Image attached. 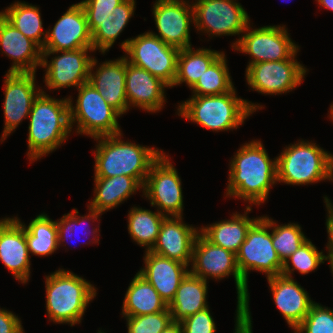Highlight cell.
I'll use <instances>...</instances> for the list:
<instances>
[{
	"mask_svg": "<svg viewBox=\"0 0 333 333\" xmlns=\"http://www.w3.org/2000/svg\"><path fill=\"white\" fill-rule=\"evenodd\" d=\"M46 308L49 319L56 323H80L96 288L70 271L59 269L46 276Z\"/></svg>",
	"mask_w": 333,
	"mask_h": 333,
	"instance_id": "5",
	"label": "cell"
},
{
	"mask_svg": "<svg viewBox=\"0 0 333 333\" xmlns=\"http://www.w3.org/2000/svg\"><path fill=\"white\" fill-rule=\"evenodd\" d=\"M92 35L93 49L105 53L134 14V0H84L81 1Z\"/></svg>",
	"mask_w": 333,
	"mask_h": 333,
	"instance_id": "8",
	"label": "cell"
},
{
	"mask_svg": "<svg viewBox=\"0 0 333 333\" xmlns=\"http://www.w3.org/2000/svg\"><path fill=\"white\" fill-rule=\"evenodd\" d=\"M26 240L29 254L46 256L54 253L59 247L56 221L47 214H39L26 227Z\"/></svg>",
	"mask_w": 333,
	"mask_h": 333,
	"instance_id": "34",
	"label": "cell"
},
{
	"mask_svg": "<svg viewBox=\"0 0 333 333\" xmlns=\"http://www.w3.org/2000/svg\"><path fill=\"white\" fill-rule=\"evenodd\" d=\"M168 86L145 69L126 60V98L129 106L140 107L148 112L159 111L165 101L164 88Z\"/></svg>",
	"mask_w": 333,
	"mask_h": 333,
	"instance_id": "24",
	"label": "cell"
},
{
	"mask_svg": "<svg viewBox=\"0 0 333 333\" xmlns=\"http://www.w3.org/2000/svg\"><path fill=\"white\" fill-rule=\"evenodd\" d=\"M122 306L123 316L153 314L168 309L159 293L139 273L132 279Z\"/></svg>",
	"mask_w": 333,
	"mask_h": 333,
	"instance_id": "30",
	"label": "cell"
},
{
	"mask_svg": "<svg viewBox=\"0 0 333 333\" xmlns=\"http://www.w3.org/2000/svg\"><path fill=\"white\" fill-rule=\"evenodd\" d=\"M273 220L269 219V229L272 230V245L275 248L280 260L284 261L294 254L299 247L308 239L301 231V227L295 223L287 225H276Z\"/></svg>",
	"mask_w": 333,
	"mask_h": 333,
	"instance_id": "36",
	"label": "cell"
},
{
	"mask_svg": "<svg viewBox=\"0 0 333 333\" xmlns=\"http://www.w3.org/2000/svg\"><path fill=\"white\" fill-rule=\"evenodd\" d=\"M78 99L73 107L69 98L70 125L77 122V133L92 138L121 133L117 119L121 116L89 83L78 87Z\"/></svg>",
	"mask_w": 333,
	"mask_h": 333,
	"instance_id": "9",
	"label": "cell"
},
{
	"mask_svg": "<svg viewBox=\"0 0 333 333\" xmlns=\"http://www.w3.org/2000/svg\"><path fill=\"white\" fill-rule=\"evenodd\" d=\"M88 210H90L89 215L84 216V217L83 216L79 217V216H77L79 213L77 211V209H73V211L71 213H68L67 215L64 214V216L60 219V222L59 221L56 222L57 230H58V245H61V242H63L64 239L69 238L73 234V232H76V230L78 229V228H76L77 226H79L80 224H83V223L85 224L86 221L89 222V219L97 220L99 215L101 214L98 211H96L95 209H92L89 207H88ZM85 231L87 232V230H85Z\"/></svg>",
	"mask_w": 333,
	"mask_h": 333,
	"instance_id": "40",
	"label": "cell"
},
{
	"mask_svg": "<svg viewBox=\"0 0 333 333\" xmlns=\"http://www.w3.org/2000/svg\"><path fill=\"white\" fill-rule=\"evenodd\" d=\"M193 9L197 30L209 36L239 35L250 24L247 12L235 0H199Z\"/></svg>",
	"mask_w": 333,
	"mask_h": 333,
	"instance_id": "14",
	"label": "cell"
},
{
	"mask_svg": "<svg viewBox=\"0 0 333 333\" xmlns=\"http://www.w3.org/2000/svg\"><path fill=\"white\" fill-rule=\"evenodd\" d=\"M125 317L128 333H161L173 323L169 308L153 314Z\"/></svg>",
	"mask_w": 333,
	"mask_h": 333,
	"instance_id": "38",
	"label": "cell"
},
{
	"mask_svg": "<svg viewBox=\"0 0 333 333\" xmlns=\"http://www.w3.org/2000/svg\"><path fill=\"white\" fill-rule=\"evenodd\" d=\"M268 228L269 217H259L248 229L236 254L237 266L246 284L249 270L263 272L267 278L281 274L283 262L272 245V232Z\"/></svg>",
	"mask_w": 333,
	"mask_h": 333,
	"instance_id": "10",
	"label": "cell"
},
{
	"mask_svg": "<svg viewBox=\"0 0 333 333\" xmlns=\"http://www.w3.org/2000/svg\"><path fill=\"white\" fill-rule=\"evenodd\" d=\"M329 180H333V155L329 153Z\"/></svg>",
	"mask_w": 333,
	"mask_h": 333,
	"instance_id": "47",
	"label": "cell"
},
{
	"mask_svg": "<svg viewBox=\"0 0 333 333\" xmlns=\"http://www.w3.org/2000/svg\"><path fill=\"white\" fill-rule=\"evenodd\" d=\"M249 31V32H248ZM232 45L237 51L251 55L250 64L290 59L298 51L285 26H264L250 30Z\"/></svg>",
	"mask_w": 333,
	"mask_h": 333,
	"instance_id": "12",
	"label": "cell"
},
{
	"mask_svg": "<svg viewBox=\"0 0 333 333\" xmlns=\"http://www.w3.org/2000/svg\"><path fill=\"white\" fill-rule=\"evenodd\" d=\"M236 326L234 333H252V321L249 305L237 301Z\"/></svg>",
	"mask_w": 333,
	"mask_h": 333,
	"instance_id": "43",
	"label": "cell"
},
{
	"mask_svg": "<svg viewBox=\"0 0 333 333\" xmlns=\"http://www.w3.org/2000/svg\"><path fill=\"white\" fill-rule=\"evenodd\" d=\"M296 333H333V309L313 303L305 319L294 329Z\"/></svg>",
	"mask_w": 333,
	"mask_h": 333,
	"instance_id": "39",
	"label": "cell"
},
{
	"mask_svg": "<svg viewBox=\"0 0 333 333\" xmlns=\"http://www.w3.org/2000/svg\"><path fill=\"white\" fill-rule=\"evenodd\" d=\"M5 76V126L2 141L15 130L23 118L29 117L34 100L43 91L35 90V73L7 72Z\"/></svg>",
	"mask_w": 333,
	"mask_h": 333,
	"instance_id": "18",
	"label": "cell"
},
{
	"mask_svg": "<svg viewBox=\"0 0 333 333\" xmlns=\"http://www.w3.org/2000/svg\"><path fill=\"white\" fill-rule=\"evenodd\" d=\"M251 210V207L247 206L244 212L246 214H233L230 220L202 227L200 233L212 244L237 254L241 244L245 241L248 229L258 219L246 216L247 212Z\"/></svg>",
	"mask_w": 333,
	"mask_h": 333,
	"instance_id": "28",
	"label": "cell"
},
{
	"mask_svg": "<svg viewBox=\"0 0 333 333\" xmlns=\"http://www.w3.org/2000/svg\"><path fill=\"white\" fill-rule=\"evenodd\" d=\"M250 64L246 68L248 85L262 94H281L301 84L306 68L295 59Z\"/></svg>",
	"mask_w": 333,
	"mask_h": 333,
	"instance_id": "15",
	"label": "cell"
},
{
	"mask_svg": "<svg viewBox=\"0 0 333 333\" xmlns=\"http://www.w3.org/2000/svg\"><path fill=\"white\" fill-rule=\"evenodd\" d=\"M156 28L164 43L179 49L191 47L190 22L194 23L193 4L184 0H157L153 6Z\"/></svg>",
	"mask_w": 333,
	"mask_h": 333,
	"instance_id": "17",
	"label": "cell"
},
{
	"mask_svg": "<svg viewBox=\"0 0 333 333\" xmlns=\"http://www.w3.org/2000/svg\"><path fill=\"white\" fill-rule=\"evenodd\" d=\"M42 51H65L93 48L85 11L80 3L73 4L55 23L52 30L45 31Z\"/></svg>",
	"mask_w": 333,
	"mask_h": 333,
	"instance_id": "19",
	"label": "cell"
},
{
	"mask_svg": "<svg viewBox=\"0 0 333 333\" xmlns=\"http://www.w3.org/2000/svg\"><path fill=\"white\" fill-rule=\"evenodd\" d=\"M0 13L23 35L43 48L46 34L42 32L43 26L38 7L25 2H15Z\"/></svg>",
	"mask_w": 333,
	"mask_h": 333,
	"instance_id": "33",
	"label": "cell"
},
{
	"mask_svg": "<svg viewBox=\"0 0 333 333\" xmlns=\"http://www.w3.org/2000/svg\"><path fill=\"white\" fill-rule=\"evenodd\" d=\"M127 62L145 69L159 78L169 88L173 86L177 74V58L180 49L164 43L160 38L146 32L122 42Z\"/></svg>",
	"mask_w": 333,
	"mask_h": 333,
	"instance_id": "7",
	"label": "cell"
},
{
	"mask_svg": "<svg viewBox=\"0 0 333 333\" xmlns=\"http://www.w3.org/2000/svg\"><path fill=\"white\" fill-rule=\"evenodd\" d=\"M0 260L17 280L28 282L31 264L26 226L18 217L0 220Z\"/></svg>",
	"mask_w": 333,
	"mask_h": 333,
	"instance_id": "20",
	"label": "cell"
},
{
	"mask_svg": "<svg viewBox=\"0 0 333 333\" xmlns=\"http://www.w3.org/2000/svg\"><path fill=\"white\" fill-rule=\"evenodd\" d=\"M166 215L133 207L128 214V231L132 239L150 251L155 245L161 224Z\"/></svg>",
	"mask_w": 333,
	"mask_h": 333,
	"instance_id": "32",
	"label": "cell"
},
{
	"mask_svg": "<svg viewBox=\"0 0 333 333\" xmlns=\"http://www.w3.org/2000/svg\"><path fill=\"white\" fill-rule=\"evenodd\" d=\"M190 273L207 281V277L222 279L233 275L237 289V299L242 305H249L248 284L239 272L236 254L216 246L201 233L195 239Z\"/></svg>",
	"mask_w": 333,
	"mask_h": 333,
	"instance_id": "11",
	"label": "cell"
},
{
	"mask_svg": "<svg viewBox=\"0 0 333 333\" xmlns=\"http://www.w3.org/2000/svg\"><path fill=\"white\" fill-rule=\"evenodd\" d=\"M88 51L93 48H81L65 51H42L43 59L41 66L46 68L45 82L49 89H60L70 86L79 87L88 82L91 57ZM61 53L62 55L53 57L48 64L50 54Z\"/></svg>",
	"mask_w": 333,
	"mask_h": 333,
	"instance_id": "16",
	"label": "cell"
},
{
	"mask_svg": "<svg viewBox=\"0 0 333 333\" xmlns=\"http://www.w3.org/2000/svg\"><path fill=\"white\" fill-rule=\"evenodd\" d=\"M230 162L226 195L250 204L264 203L277 181V159L269 158L261 141L245 143Z\"/></svg>",
	"mask_w": 333,
	"mask_h": 333,
	"instance_id": "1",
	"label": "cell"
},
{
	"mask_svg": "<svg viewBox=\"0 0 333 333\" xmlns=\"http://www.w3.org/2000/svg\"><path fill=\"white\" fill-rule=\"evenodd\" d=\"M326 260H329V265L331 266V271L333 273V251H328V255H326Z\"/></svg>",
	"mask_w": 333,
	"mask_h": 333,
	"instance_id": "48",
	"label": "cell"
},
{
	"mask_svg": "<svg viewBox=\"0 0 333 333\" xmlns=\"http://www.w3.org/2000/svg\"><path fill=\"white\" fill-rule=\"evenodd\" d=\"M69 98L54 99L42 91L34 100L29 118L27 155L31 161L56 150L70 134Z\"/></svg>",
	"mask_w": 333,
	"mask_h": 333,
	"instance_id": "2",
	"label": "cell"
},
{
	"mask_svg": "<svg viewBox=\"0 0 333 333\" xmlns=\"http://www.w3.org/2000/svg\"><path fill=\"white\" fill-rule=\"evenodd\" d=\"M222 53L203 48L197 50L192 47L180 49L177 58V74L172 87L185 82L189 88H192L200 76Z\"/></svg>",
	"mask_w": 333,
	"mask_h": 333,
	"instance_id": "31",
	"label": "cell"
},
{
	"mask_svg": "<svg viewBox=\"0 0 333 333\" xmlns=\"http://www.w3.org/2000/svg\"><path fill=\"white\" fill-rule=\"evenodd\" d=\"M275 304L288 325L295 329L309 313L314 303L294 279L282 274L268 277Z\"/></svg>",
	"mask_w": 333,
	"mask_h": 333,
	"instance_id": "25",
	"label": "cell"
},
{
	"mask_svg": "<svg viewBox=\"0 0 333 333\" xmlns=\"http://www.w3.org/2000/svg\"><path fill=\"white\" fill-rule=\"evenodd\" d=\"M330 117L333 120V104L330 106Z\"/></svg>",
	"mask_w": 333,
	"mask_h": 333,
	"instance_id": "49",
	"label": "cell"
},
{
	"mask_svg": "<svg viewBox=\"0 0 333 333\" xmlns=\"http://www.w3.org/2000/svg\"><path fill=\"white\" fill-rule=\"evenodd\" d=\"M94 178L95 197L88 207L95 209L101 214L118 206L136 190L143 188L134 177L126 175Z\"/></svg>",
	"mask_w": 333,
	"mask_h": 333,
	"instance_id": "29",
	"label": "cell"
},
{
	"mask_svg": "<svg viewBox=\"0 0 333 333\" xmlns=\"http://www.w3.org/2000/svg\"><path fill=\"white\" fill-rule=\"evenodd\" d=\"M277 159V181L304 185L329 180V153L309 141L288 146Z\"/></svg>",
	"mask_w": 333,
	"mask_h": 333,
	"instance_id": "6",
	"label": "cell"
},
{
	"mask_svg": "<svg viewBox=\"0 0 333 333\" xmlns=\"http://www.w3.org/2000/svg\"><path fill=\"white\" fill-rule=\"evenodd\" d=\"M199 233L196 228L184 224L182 216H166L150 252L189 266L192 262L193 245Z\"/></svg>",
	"mask_w": 333,
	"mask_h": 333,
	"instance_id": "21",
	"label": "cell"
},
{
	"mask_svg": "<svg viewBox=\"0 0 333 333\" xmlns=\"http://www.w3.org/2000/svg\"><path fill=\"white\" fill-rule=\"evenodd\" d=\"M121 134L95 138L100 140L95 151L94 177L126 175L134 177L143 186L152 164L163 151L124 142L120 138Z\"/></svg>",
	"mask_w": 333,
	"mask_h": 333,
	"instance_id": "3",
	"label": "cell"
},
{
	"mask_svg": "<svg viewBox=\"0 0 333 333\" xmlns=\"http://www.w3.org/2000/svg\"><path fill=\"white\" fill-rule=\"evenodd\" d=\"M126 60L124 56L116 59V61L103 62L97 71L92 73V69L97 64L96 58H93L88 79V82L106 100L108 105L114 108L121 116L129 109L125 88Z\"/></svg>",
	"mask_w": 333,
	"mask_h": 333,
	"instance_id": "22",
	"label": "cell"
},
{
	"mask_svg": "<svg viewBox=\"0 0 333 333\" xmlns=\"http://www.w3.org/2000/svg\"><path fill=\"white\" fill-rule=\"evenodd\" d=\"M0 47L13 65L8 72L35 73L41 67L42 48L33 40L23 35L0 13Z\"/></svg>",
	"mask_w": 333,
	"mask_h": 333,
	"instance_id": "23",
	"label": "cell"
},
{
	"mask_svg": "<svg viewBox=\"0 0 333 333\" xmlns=\"http://www.w3.org/2000/svg\"><path fill=\"white\" fill-rule=\"evenodd\" d=\"M207 288V281L189 272L168 305L173 322H181L186 317L208 308Z\"/></svg>",
	"mask_w": 333,
	"mask_h": 333,
	"instance_id": "27",
	"label": "cell"
},
{
	"mask_svg": "<svg viewBox=\"0 0 333 333\" xmlns=\"http://www.w3.org/2000/svg\"><path fill=\"white\" fill-rule=\"evenodd\" d=\"M145 267L138 273L159 293L167 305L173 300L181 281L190 272L188 265L146 251Z\"/></svg>",
	"mask_w": 333,
	"mask_h": 333,
	"instance_id": "26",
	"label": "cell"
},
{
	"mask_svg": "<svg viewBox=\"0 0 333 333\" xmlns=\"http://www.w3.org/2000/svg\"><path fill=\"white\" fill-rule=\"evenodd\" d=\"M257 106L237 98L235 89L211 96H192L178 107V115L212 131L237 129Z\"/></svg>",
	"mask_w": 333,
	"mask_h": 333,
	"instance_id": "4",
	"label": "cell"
},
{
	"mask_svg": "<svg viewBox=\"0 0 333 333\" xmlns=\"http://www.w3.org/2000/svg\"><path fill=\"white\" fill-rule=\"evenodd\" d=\"M180 324L183 333H215L216 331L209 308L186 317Z\"/></svg>",
	"mask_w": 333,
	"mask_h": 333,
	"instance_id": "41",
	"label": "cell"
},
{
	"mask_svg": "<svg viewBox=\"0 0 333 333\" xmlns=\"http://www.w3.org/2000/svg\"><path fill=\"white\" fill-rule=\"evenodd\" d=\"M193 96H211L230 92L234 89L224 53H222L191 88Z\"/></svg>",
	"mask_w": 333,
	"mask_h": 333,
	"instance_id": "35",
	"label": "cell"
},
{
	"mask_svg": "<svg viewBox=\"0 0 333 333\" xmlns=\"http://www.w3.org/2000/svg\"><path fill=\"white\" fill-rule=\"evenodd\" d=\"M142 189L145 197L150 199L152 206H157L160 213L167 217L182 216L181 180L164 152L152 164Z\"/></svg>",
	"mask_w": 333,
	"mask_h": 333,
	"instance_id": "13",
	"label": "cell"
},
{
	"mask_svg": "<svg viewBox=\"0 0 333 333\" xmlns=\"http://www.w3.org/2000/svg\"><path fill=\"white\" fill-rule=\"evenodd\" d=\"M320 6L333 11V0H317Z\"/></svg>",
	"mask_w": 333,
	"mask_h": 333,
	"instance_id": "46",
	"label": "cell"
},
{
	"mask_svg": "<svg viewBox=\"0 0 333 333\" xmlns=\"http://www.w3.org/2000/svg\"><path fill=\"white\" fill-rule=\"evenodd\" d=\"M326 208L328 212V217L326 219V227H327V233L329 237V243L327 244L328 251H333V204H331V201L328 199V197H324Z\"/></svg>",
	"mask_w": 333,
	"mask_h": 333,
	"instance_id": "44",
	"label": "cell"
},
{
	"mask_svg": "<svg viewBox=\"0 0 333 333\" xmlns=\"http://www.w3.org/2000/svg\"><path fill=\"white\" fill-rule=\"evenodd\" d=\"M326 255L316 249L315 245L310 240L304 242L299 249L290 255L283 263L281 274L290 277L295 269L301 274H308L316 270L319 264L324 263ZM292 263L293 268H290L289 263Z\"/></svg>",
	"mask_w": 333,
	"mask_h": 333,
	"instance_id": "37",
	"label": "cell"
},
{
	"mask_svg": "<svg viewBox=\"0 0 333 333\" xmlns=\"http://www.w3.org/2000/svg\"><path fill=\"white\" fill-rule=\"evenodd\" d=\"M0 333H24L21 321L12 312L0 308Z\"/></svg>",
	"mask_w": 333,
	"mask_h": 333,
	"instance_id": "42",
	"label": "cell"
},
{
	"mask_svg": "<svg viewBox=\"0 0 333 333\" xmlns=\"http://www.w3.org/2000/svg\"><path fill=\"white\" fill-rule=\"evenodd\" d=\"M161 333H183L180 322H173L167 328H165Z\"/></svg>",
	"mask_w": 333,
	"mask_h": 333,
	"instance_id": "45",
	"label": "cell"
}]
</instances>
